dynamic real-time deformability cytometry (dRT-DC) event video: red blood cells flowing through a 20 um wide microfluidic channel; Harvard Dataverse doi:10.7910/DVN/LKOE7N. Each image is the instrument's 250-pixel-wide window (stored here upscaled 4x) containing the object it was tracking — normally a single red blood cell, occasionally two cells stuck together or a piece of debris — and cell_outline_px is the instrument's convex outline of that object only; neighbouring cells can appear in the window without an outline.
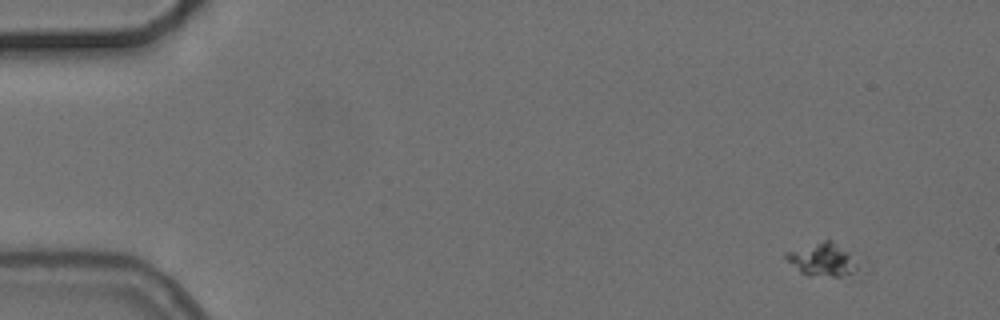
{"species": "common noctule bat (a hibernating species)", "species_latin": "Nyctalus noctula", "temperature_condition": "cold", "stored_images_in_passage": 5, "camera_frame_rate_fps": 3000, "um_per_image_px": 0.085, "animal": {"sex": "female", "body_mass_g": 24.6, "forearm_length_mm": 56.2}, "frame": {"image": 1, "passage_image": 1, "time_ms": 0.0, "image_size_px": [1000, 320], "cell_outline_px": [[856, 272], [840, 276], [808, 276], [800, 272], [784, 256], [784, 252], [824, 240], [832, 240], [848, 252], [856, 264]], "centroid_in_image_um": [69.86, 22.07], "position_along_channel_um": 15.1, "area_um2": 13.53}}